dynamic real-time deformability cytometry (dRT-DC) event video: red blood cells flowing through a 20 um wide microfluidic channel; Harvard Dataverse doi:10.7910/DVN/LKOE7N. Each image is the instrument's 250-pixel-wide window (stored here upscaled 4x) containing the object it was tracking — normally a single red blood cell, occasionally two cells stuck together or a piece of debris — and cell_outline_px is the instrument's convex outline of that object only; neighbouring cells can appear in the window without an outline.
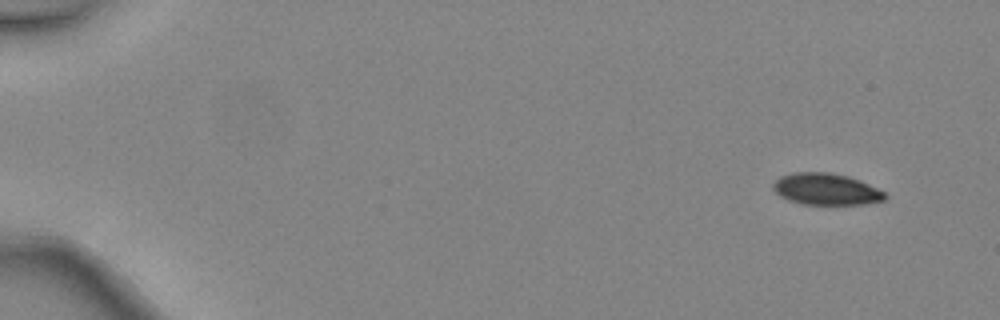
{"species": "common noctule bat (a hibernating species)", "species_latin": "Nyctalus noctula", "temperature_condition": "warm", "stored_images_in_passage": 5, "camera_frame_rate_fps": 3000, "um_per_image_px": 0.085, "animal": {"sex": "female", "body_mass_g": 24.6, "forearm_length_mm": 56.2}, "frame": {"image": 1, "passage_image": 1, "time_ms": 0.0, "image_size_px": [1000, 320], "cell_outline_px": [[888, 196], [884, 200], [868, 204], [800, 204], [788, 200], [780, 196], [772, 188], [772, 184], [780, 176], [792, 172], [828, 172], [848, 176], [860, 180], [884, 192]], "centroid_in_image_um": [70.2, 16.08], "position_along_channel_um": 14.8, "area_um2": 20.69}}
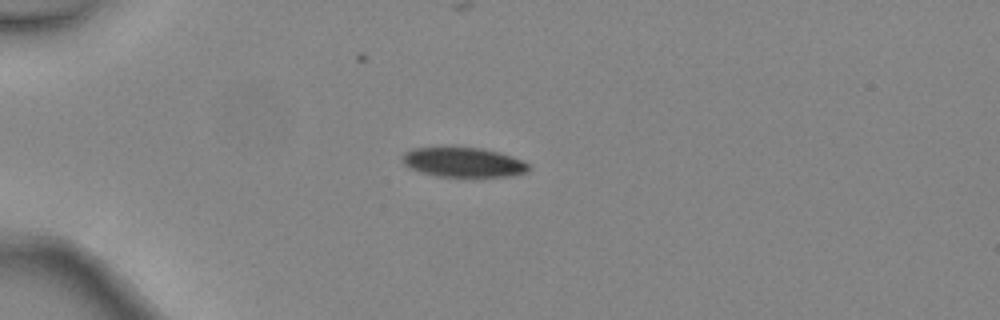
{"frame": {"image": 2, "passage_image": 3, "time_ms": 0.667, "image_size_px": [1000, 320], "cell_outline_px": [[528, 172], [512, 176], [436, 176], [420, 172], [408, 168], [404, 164], [400, 156], [404, 152], [412, 148], [444, 144], [452, 144], [484, 148], [500, 152], [512, 156], [528, 164]], "centroid_in_image_um": [39.28, 13.73], "position_along_channel_um": 45.7, "area_um2": 22.89}}
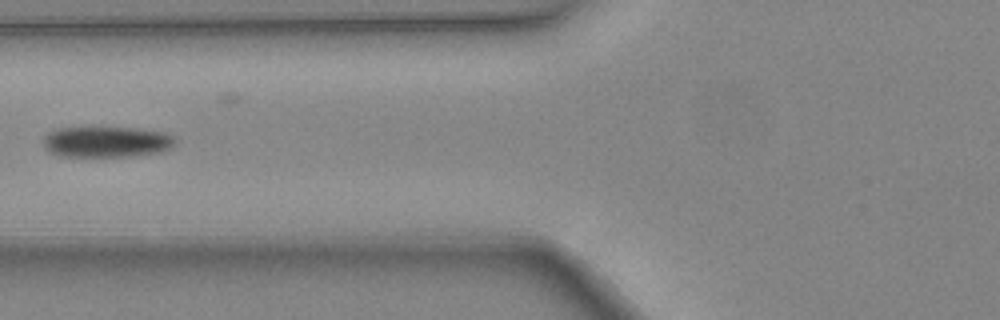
{"frame": {"image": 3, "passage_image": 5, "time_ms": 1.333, "image_size_px": [1000, 320], "cell_outline_px": [[176, 144], [172, 148], [160, 152], [132, 156], [60, 156], [48, 152], [44, 148], [44, 136], [48, 132], [56, 128], [136, 128], [164, 132], [172, 136], [176, 140]], "centroid_in_image_um": [9.06, 12.06], "position_along_channel_um": 116.7, "area_um2": 23.81}}